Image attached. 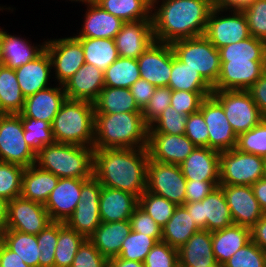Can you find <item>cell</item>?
<instances>
[{
    "instance_id": "30bf717a",
    "label": "cell",
    "mask_w": 266,
    "mask_h": 267,
    "mask_svg": "<svg viewBox=\"0 0 266 267\" xmlns=\"http://www.w3.org/2000/svg\"><path fill=\"white\" fill-rule=\"evenodd\" d=\"M186 183L179 165L149 159L146 188L148 192L162 196L179 206L186 203Z\"/></svg>"
},
{
    "instance_id": "836d02e7",
    "label": "cell",
    "mask_w": 266,
    "mask_h": 267,
    "mask_svg": "<svg viewBox=\"0 0 266 267\" xmlns=\"http://www.w3.org/2000/svg\"><path fill=\"white\" fill-rule=\"evenodd\" d=\"M199 230L191 214L183 205H179L167 224L162 227V241L171 247L179 249Z\"/></svg>"
},
{
    "instance_id": "2644e50d",
    "label": "cell",
    "mask_w": 266,
    "mask_h": 267,
    "mask_svg": "<svg viewBox=\"0 0 266 267\" xmlns=\"http://www.w3.org/2000/svg\"><path fill=\"white\" fill-rule=\"evenodd\" d=\"M8 201L0 197V234L7 226Z\"/></svg>"
},
{
    "instance_id": "83f0119b",
    "label": "cell",
    "mask_w": 266,
    "mask_h": 267,
    "mask_svg": "<svg viewBox=\"0 0 266 267\" xmlns=\"http://www.w3.org/2000/svg\"><path fill=\"white\" fill-rule=\"evenodd\" d=\"M138 206V198L128 192L103 187L99 200L101 222L109 223L129 220L134 209Z\"/></svg>"
},
{
    "instance_id": "db71d44e",
    "label": "cell",
    "mask_w": 266,
    "mask_h": 267,
    "mask_svg": "<svg viewBox=\"0 0 266 267\" xmlns=\"http://www.w3.org/2000/svg\"><path fill=\"white\" fill-rule=\"evenodd\" d=\"M213 91H183L172 90L170 105L179 113L190 115L200 109L205 97L212 95Z\"/></svg>"
},
{
    "instance_id": "d6986e66",
    "label": "cell",
    "mask_w": 266,
    "mask_h": 267,
    "mask_svg": "<svg viewBox=\"0 0 266 267\" xmlns=\"http://www.w3.org/2000/svg\"><path fill=\"white\" fill-rule=\"evenodd\" d=\"M235 225L251 228L264 214L250 185H219Z\"/></svg>"
},
{
    "instance_id": "ee69618b",
    "label": "cell",
    "mask_w": 266,
    "mask_h": 267,
    "mask_svg": "<svg viewBox=\"0 0 266 267\" xmlns=\"http://www.w3.org/2000/svg\"><path fill=\"white\" fill-rule=\"evenodd\" d=\"M138 206L151 216L160 227L167 224L177 207L175 203L147 190L138 198Z\"/></svg>"
},
{
    "instance_id": "89a4df30",
    "label": "cell",
    "mask_w": 266,
    "mask_h": 267,
    "mask_svg": "<svg viewBox=\"0 0 266 267\" xmlns=\"http://www.w3.org/2000/svg\"><path fill=\"white\" fill-rule=\"evenodd\" d=\"M109 267H145L144 262L130 261L117 257L109 259Z\"/></svg>"
},
{
    "instance_id": "8fae6325",
    "label": "cell",
    "mask_w": 266,
    "mask_h": 267,
    "mask_svg": "<svg viewBox=\"0 0 266 267\" xmlns=\"http://www.w3.org/2000/svg\"><path fill=\"white\" fill-rule=\"evenodd\" d=\"M183 206L191 214L199 229L213 232L234 224L223 189L220 186H217L201 201L186 202Z\"/></svg>"
},
{
    "instance_id": "d590c367",
    "label": "cell",
    "mask_w": 266,
    "mask_h": 267,
    "mask_svg": "<svg viewBox=\"0 0 266 267\" xmlns=\"http://www.w3.org/2000/svg\"><path fill=\"white\" fill-rule=\"evenodd\" d=\"M84 50L86 64L105 71L118 57L115 39L76 37Z\"/></svg>"
},
{
    "instance_id": "94428289",
    "label": "cell",
    "mask_w": 266,
    "mask_h": 267,
    "mask_svg": "<svg viewBox=\"0 0 266 267\" xmlns=\"http://www.w3.org/2000/svg\"><path fill=\"white\" fill-rule=\"evenodd\" d=\"M219 184L220 181L187 180L186 202L201 201L208 194H210L217 186H219Z\"/></svg>"
},
{
    "instance_id": "f5cc1de1",
    "label": "cell",
    "mask_w": 266,
    "mask_h": 267,
    "mask_svg": "<svg viewBox=\"0 0 266 267\" xmlns=\"http://www.w3.org/2000/svg\"><path fill=\"white\" fill-rule=\"evenodd\" d=\"M242 11L247 19L250 36L264 41L266 39V0H254Z\"/></svg>"
},
{
    "instance_id": "816d5d0a",
    "label": "cell",
    "mask_w": 266,
    "mask_h": 267,
    "mask_svg": "<svg viewBox=\"0 0 266 267\" xmlns=\"http://www.w3.org/2000/svg\"><path fill=\"white\" fill-rule=\"evenodd\" d=\"M58 240V222L53 221L37 234L38 248L41 251L39 267H54L55 249Z\"/></svg>"
},
{
    "instance_id": "4dcf8cb0",
    "label": "cell",
    "mask_w": 266,
    "mask_h": 267,
    "mask_svg": "<svg viewBox=\"0 0 266 267\" xmlns=\"http://www.w3.org/2000/svg\"><path fill=\"white\" fill-rule=\"evenodd\" d=\"M130 232L131 224L129 220L102 222L88 239L109 260L119 255L122 243Z\"/></svg>"
},
{
    "instance_id": "b9f144b4",
    "label": "cell",
    "mask_w": 266,
    "mask_h": 267,
    "mask_svg": "<svg viewBox=\"0 0 266 267\" xmlns=\"http://www.w3.org/2000/svg\"><path fill=\"white\" fill-rule=\"evenodd\" d=\"M138 79L140 71L137 59L118 57L104 71L105 87L130 88Z\"/></svg>"
},
{
    "instance_id": "74e56055",
    "label": "cell",
    "mask_w": 266,
    "mask_h": 267,
    "mask_svg": "<svg viewBox=\"0 0 266 267\" xmlns=\"http://www.w3.org/2000/svg\"><path fill=\"white\" fill-rule=\"evenodd\" d=\"M24 102L15 70L0 64V114H19Z\"/></svg>"
},
{
    "instance_id": "8c879c8a",
    "label": "cell",
    "mask_w": 266,
    "mask_h": 267,
    "mask_svg": "<svg viewBox=\"0 0 266 267\" xmlns=\"http://www.w3.org/2000/svg\"><path fill=\"white\" fill-rule=\"evenodd\" d=\"M71 2H82L85 3V5H90V4H97L99 2V0H69Z\"/></svg>"
},
{
    "instance_id": "52a82bcc",
    "label": "cell",
    "mask_w": 266,
    "mask_h": 267,
    "mask_svg": "<svg viewBox=\"0 0 266 267\" xmlns=\"http://www.w3.org/2000/svg\"><path fill=\"white\" fill-rule=\"evenodd\" d=\"M219 185H252L266 177V159L236 148L220 152Z\"/></svg>"
},
{
    "instance_id": "cb8c5ba5",
    "label": "cell",
    "mask_w": 266,
    "mask_h": 267,
    "mask_svg": "<svg viewBox=\"0 0 266 267\" xmlns=\"http://www.w3.org/2000/svg\"><path fill=\"white\" fill-rule=\"evenodd\" d=\"M66 98L63 85L50 86L25 98L23 109L19 114L22 117L43 120L52 125L54 117Z\"/></svg>"
},
{
    "instance_id": "60d3db41",
    "label": "cell",
    "mask_w": 266,
    "mask_h": 267,
    "mask_svg": "<svg viewBox=\"0 0 266 267\" xmlns=\"http://www.w3.org/2000/svg\"><path fill=\"white\" fill-rule=\"evenodd\" d=\"M86 239L66 223L58 222V240L54 253V267H71L79 247Z\"/></svg>"
},
{
    "instance_id": "753ad0ef",
    "label": "cell",
    "mask_w": 266,
    "mask_h": 267,
    "mask_svg": "<svg viewBox=\"0 0 266 267\" xmlns=\"http://www.w3.org/2000/svg\"><path fill=\"white\" fill-rule=\"evenodd\" d=\"M4 9H7V10H11V7H9V8H3V6H2V8L0 7V10L1 11H3ZM3 35H4V31H3V29H1L0 28V52H1V43H2V38H3Z\"/></svg>"
},
{
    "instance_id": "f1b7e54d",
    "label": "cell",
    "mask_w": 266,
    "mask_h": 267,
    "mask_svg": "<svg viewBox=\"0 0 266 267\" xmlns=\"http://www.w3.org/2000/svg\"><path fill=\"white\" fill-rule=\"evenodd\" d=\"M28 40L14 36L6 31L1 43L0 64L16 69L31 62L41 55L46 49V41L39 45H32Z\"/></svg>"
},
{
    "instance_id": "4316f807",
    "label": "cell",
    "mask_w": 266,
    "mask_h": 267,
    "mask_svg": "<svg viewBox=\"0 0 266 267\" xmlns=\"http://www.w3.org/2000/svg\"><path fill=\"white\" fill-rule=\"evenodd\" d=\"M51 69V59L46 50L31 62L14 69L25 98L50 87L48 84L51 78Z\"/></svg>"
},
{
    "instance_id": "ac0fdd59",
    "label": "cell",
    "mask_w": 266,
    "mask_h": 267,
    "mask_svg": "<svg viewBox=\"0 0 266 267\" xmlns=\"http://www.w3.org/2000/svg\"><path fill=\"white\" fill-rule=\"evenodd\" d=\"M266 71V60L221 61L213 90H248Z\"/></svg>"
},
{
    "instance_id": "e7e4bbea",
    "label": "cell",
    "mask_w": 266,
    "mask_h": 267,
    "mask_svg": "<svg viewBox=\"0 0 266 267\" xmlns=\"http://www.w3.org/2000/svg\"><path fill=\"white\" fill-rule=\"evenodd\" d=\"M251 241L258 245L266 253V215H263L250 228Z\"/></svg>"
},
{
    "instance_id": "ab89813d",
    "label": "cell",
    "mask_w": 266,
    "mask_h": 267,
    "mask_svg": "<svg viewBox=\"0 0 266 267\" xmlns=\"http://www.w3.org/2000/svg\"><path fill=\"white\" fill-rule=\"evenodd\" d=\"M168 87L183 91H213V88L202 78L198 71L181 62L172 49V68Z\"/></svg>"
},
{
    "instance_id": "e575fe53",
    "label": "cell",
    "mask_w": 266,
    "mask_h": 267,
    "mask_svg": "<svg viewBox=\"0 0 266 267\" xmlns=\"http://www.w3.org/2000/svg\"><path fill=\"white\" fill-rule=\"evenodd\" d=\"M95 114L142 112L129 88L104 87L94 102Z\"/></svg>"
},
{
    "instance_id": "11a10c76",
    "label": "cell",
    "mask_w": 266,
    "mask_h": 267,
    "mask_svg": "<svg viewBox=\"0 0 266 267\" xmlns=\"http://www.w3.org/2000/svg\"><path fill=\"white\" fill-rule=\"evenodd\" d=\"M145 267H179L178 249L167 243L157 242L147 254Z\"/></svg>"
},
{
    "instance_id": "5b68a950",
    "label": "cell",
    "mask_w": 266,
    "mask_h": 267,
    "mask_svg": "<svg viewBox=\"0 0 266 267\" xmlns=\"http://www.w3.org/2000/svg\"><path fill=\"white\" fill-rule=\"evenodd\" d=\"M94 124V103L66 98L51 125L54 141L93 147Z\"/></svg>"
},
{
    "instance_id": "7dc6e473",
    "label": "cell",
    "mask_w": 266,
    "mask_h": 267,
    "mask_svg": "<svg viewBox=\"0 0 266 267\" xmlns=\"http://www.w3.org/2000/svg\"><path fill=\"white\" fill-rule=\"evenodd\" d=\"M156 243L157 241L154 238L131 230L122 243L118 257L130 261L144 262L147 254Z\"/></svg>"
},
{
    "instance_id": "2e32d148",
    "label": "cell",
    "mask_w": 266,
    "mask_h": 267,
    "mask_svg": "<svg viewBox=\"0 0 266 267\" xmlns=\"http://www.w3.org/2000/svg\"><path fill=\"white\" fill-rule=\"evenodd\" d=\"M199 111L207 124L209 148L219 152L236 148L237 135L225 115L222 104L213 95L204 98Z\"/></svg>"
},
{
    "instance_id": "bcb514c9",
    "label": "cell",
    "mask_w": 266,
    "mask_h": 267,
    "mask_svg": "<svg viewBox=\"0 0 266 267\" xmlns=\"http://www.w3.org/2000/svg\"><path fill=\"white\" fill-rule=\"evenodd\" d=\"M24 167L0 162V197L10 201L21 196Z\"/></svg>"
},
{
    "instance_id": "be15d7a7",
    "label": "cell",
    "mask_w": 266,
    "mask_h": 267,
    "mask_svg": "<svg viewBox=\"0 0 266 267\" xmlns=\"http://www.w3.org/2000/svg\"><path fill=\"white\" fill-rule=\"evenodd\" d=\"M247 91L258 106L262 116L266 118V71Z\"/></svg>"
},
{
    "instance_id": "f907efd6",
    "label": "cell",
    "mask_w": 266,
    "mask_h": 267,
    "mask_svg": "<svg viewBox=\"0 0 266 267\" xmlns=\"http://www.w3.org/2000/svg\"><path fill=\"white\" fill-rule=\"evenodd\" d=\"M221 267H266V253L253 241H250Z\"/></svg>"
},
{
    "instance_id": "44dd1931",
    "label": "cell",
    "mask_w": 266,
    "mask_h": 267,
    "mask_svg": "<svg viewBox=\"0 0 266 267\" xmlns=\"http://www.w3.org/2000/svg\"><path fill=\"white\" fill-rule=\"evenodd\" d=\"M152 19L124 22L115 37L119 57L137 59L153 42Z\"/></svg>"
},
{
    "instance_id": "9c48e42d",
    "label": "cell",
    "mask_w": 266,
    "mask_h": 267,
    "mask_svg": "<svg viewBox=\"0 0 266 267\" xmlns=\"http://www.w3.org/2000/svg\"><path fill=\"white\" fill-rule=\"evenodd\" d=\"M235 134L247 132L264 117L247 90H213Z\"/></svg>"
},
{
    "instance_id": "f6af8a7d",
    "label": "cell",
    "mask_w": 266,
    "mask_h": 267,
    "mask_svg": "<svg viewBox=\"0 0 266 267\" xmlns=\"http://www.w3.org/2000/svg\"><path fill=\"white\" fill-rule=\"evenodd\" d=\"M21 120L24 128V139L35 153L43 146L55 142L49 122L22 116Z\"/></svg>"
},
{
    "instance_id": "f35d334b",
    "label": "cell",
    "mask_w": 266,
    "mask_h": 267,
    "mask_svg": "<svg viewBox=\"0 0 266 267\" xmlns=\"http://www.w3.org/2000/svg\"><path fill=\"white\" fill-rule=\"evenodd\" d=\"M97 5L124 22L151 19L152 0H99Z\"/></svg>"
},
{
    "instance_id": "c3c4849f",
    "label": "cell",
    "mask_w": 266,
    "mask_h": 267,
    "mask_svg": "<svg viewBox=\"0 0 266 267\" xmlns=\"http://www.w3.org/2000/svg\"><path fill=\"white\" fill-rule=\"evenodd\" d=\"M236 149L266 159V118L247 132L237 136Z\"/></svg>"
},
{
    "instance_id": "8992f818",
    "label": "cell",
    "mask_w": 266,
    "mask_h": 267,
    "mask_svg": "<svg viewBox=\"0 0 266 267\" xmlns=\"http://www.w3.org/2000/svg\"><path fill=\"white\" fill-rule=\"evenodd\" d=\"M171 46L181 62L198 71L212 88L216 85L221 69L220 54L204 35L177 40Z\"/></svg>"
},
{
    "instance_id": "484cf974",
    "label": "cell",
    "mask_w": 266,
    "mask_h": 267,
    "mask_svg": "<svg viewBox=\"0 0 266 267\" xmlns=\"http://www.w3.org/2000/svg\"><path fill=\"white\" fill-rule=\"evenodd\" d=\"M179 267H220L212 250V232L200 229L178 249Z\"/></svg>"
},
{
    "instance_id": "4fadbf2b",
    "label": "cell",
    "mask_w": 266,
    "mask_h": 267,
    "mask_svg": "<svg viewBox=\"0 0 266 267\" xmlns=\"http://www.w3.org/2000/svg\"><path fill=\"white\" fill-rule=\"evenodd\" d=\"M102 185L92 176L81 186L80 201L66 224L87 239L100 226L99 200Z\"/></svg>"
},
{
    "instance_id": "d6a6232c",
    "label": "cell",
    "mask_w": 266,
    "mask_h": 267,
    "mask_svg": "<svg viewBox=\"0 0 266 267\" xmlns=\"http://www.w3.org/2000/svg\"><path fill=\"white\" fill-rule=\"evenodd\" d=\"M59 177L40 169L36 164L24 169L21 197L45 205Z\"/></svg>"
},
{
    "instance_id": "680465c9",
    "label": "cell",
    "mask_w": 266,
    "mask_h": 267,
    "mask_svg": "<svg viewBox=\"0 0 266 267\" xmlns=\"http://www.w3.org/2000/svg\"><path fill=\"white\" fill-rule=\"evenodd\" d=\"M129 221L132 231L148 235L157 242L162 241V227H160L140 206L134 209Z\"/></svg>"
},
{
    "instance_id": "8d00e7d4",
    "label": "cell",
    "mask_w": 266,
    "mask_h": 267,
    "mask_svg": "<svg viewBox=\"0 0 266 267\" xmlns=\"http://www.w3.org/2000/svg\"><path fill=\"white\" fill-rule=\"evenodd\" d=\"M0 236L2 243L15 252L25 264L39 267L41 251L38 248L37 235L5 229Z\"/></svg>"
},
{
    "instance_id": "7a4b0ae2",
    "label": "cell",
    "mask_w": 266,
    "mask_h": 267,
    "mask_svg": "<svg viewBox=\"0 0 266 267\" xmlns=\"http://www.w3.org/2000/svg\"><path fill=\"white\" fill-rule=\"evenodd\" d=\"M159 2L152 0L151 19L155 41L171 44L204 35L213 9L210 0H162L158 5Z\"/></svg>"
},
{
    "instance_id": "3957f363",
    "label": "cell",
    "mask_w": 266,
    "mask_h": 267,
    "mask_svg": "<svg viewBox=\"0 0 266 267\" xmlns=\"http://www.w3.org/2000/svg\"><path fill=\"white\" fill-rule=\"evenodd\" d=\"M148 131L142 112L95 114L93 148H147Z\"/></svg>"
},
{
    "instance_id": "003e7915",
    "label": "cell",
    "mask_w": 266,
    "mask_h": 267,
    "mask_svg": "<svg viewBox=\"0 0 266 267\" xmlns=\"http://www.w3.org/2000/svg\"><path fill=\"white\" fill-rule=\"evenodd\" d=\"M213 9L224 10H242L246 5L252 3L254 0H210Z\"/></svg>"
},
{
    "instance_id": "6125c7cd",
    "label": "cell",
    "mask_w": 266,
    "mask_h": 267,
    "mask_svg": "<svg viewBox=\"0 0 266 267\" xmlns=\"http://www.w3.org/2000/svg\"><path fill=\"white\" fill-rule=\"evenodd\" d=\"M155 86L147 80L138 79L129 89L138 107L143 110L153 96Z\"/></svg>"
},
{
    "instance_id": "03108f58",
    "label": "cell",
    "mask_w": 266,
    "mask_h": 267,
    "mask_svg": "<svg viewBox=\"0 0 266 267\" xmlns=\"http://www.w3.org/2000/svg\"><path fill=\"white\" fill-rule=\"evenodd\" d=\"M0 265L2 267H31L17 256V254L9 250L2 242L0 243Z\"/></svg>"
},
{
    "instance_id": "ffe728a7",
    "label": "cell",
    "mask_w": 266,
    "mask_h": 267,
    "mask_svg": "<svg viewBox=\"0 0 266 267\" xmlns=\"http://www.w3.org/2000/svg\"><path fill=\"white\" fill-rule=\"evenodd\" d=\"M195 147L185 134L148 133L147 150L151 160L180 165Z\"/></svg>"
},
{
    "instance_id": "91938a15",
    "label": "cell",
    "mask_w": 266,
    "mask_h": 267,
    "mask_svg": "<svg viewBox=\"0 0 266 267\" xmlns=\"http://www.w3.org/2000/svg\"><path fill=\"white\" fill-rule=\"evenodd\" d=\"M185 135L196 147L209 148V132L203 114L200 111L188 115Z\"/></svg>"
},
{
    "instance_id": "a7ac6f4b",
    "label": "cell",
    "mask_w": 266,
    "mask_h": 267,
    "mask_svg": "<svg viewBox=\"0 0 266 267\" xmlns=\"http://www.w3.org/2000/svg\"><path fill=\"white\" fill-rule=\"evenodd\" d=\"M251 186L263 214L266 215V177L261 178Z\"/></svg>"
},
{
    "instance_id": "7bdbcfd3",
    "label": "cell",
    "mask_w": 266,
    "mask_h": 267,
    "mask_svg": "<svg viewBox=\"0 0 266 267\" xmlns=\"http://www.w3.org/2000/svg\"><path fill=\"white\" fill-rule=\"evenodd\" d=\"M219 50L220 61L266 60L264 41L253 36Z\"/></svg>"
},
{
    "instance_id": "1f68e13d",
    "label": "cell",
    "mask_w": 266,
    "mask_h": 267,
    "mask_svg": "<svg viewBox=\"0 0 266 267\" xmlns=\"http://www.w3.org/2000/svg\"><path fill=\"white\" fill-rule=\"evenodd\" d=\"M251 241L250 228L231 225L212 232V250L221 267L233 254Z\"/></svg>"
},
{
    "instance_id": "5bb4252c",
    "label": "cell",
    "mask_w": 266,
    "mask_h": 267,
    "mask_svg": "<svg viewBox=\"0 0 266 267\" xmlns=\"http://www.w3.org/2000/svg\"><path fill=\"white\" fill-rule=\"evenodd\" d=\"M45 50L50 56L58 84L63 85L85 64L83 47L75 36L46 40Z\"/></svg>"
},
{
    "instance_id": "681fc988",
    "label": "cell",
    "mask_w": 266,
    "mask_h": 267,
    "mask_svg": "<svg viewBox=\"0 0 266 267\" xmlns=\"http://www.w3.org/2000/svg\"><path fill=\"white\" fill-rule=\"evenodd\" d=\"M188 115L179 114L171 105L149 126L148 133L185 134Z\"/></svg>"
},
{
    "instance_id": "ba28073f",
    "label": "cell",
    "mask_w": 266,
    "mask_h": 267,
    "mask_svg": "<svg viewBox=\"0 0 266 267\" xmlns=\"http://www.w3.org/2000/svg\"><path fill=\"white\" fill-rule=\"evenodd\" d=\"M0 162L24 168L36 163V153L24 139L20 114H0Z\"/></svg>"
},
{
    "instance_id": "603a6c76",
    "label": "cell",
    "mask_w": 266,
    "mask_h": 267,
    "mask_svg": "<svg viewBox=\"0 0 266 267\" xmlns=\"http://www.w3.org/2000/svg\"><path fill=\"white\" fill-rule=\"evenodd\" d=\"M68 99L94 103L104 85V72L92 64L82 65L64 84Z\"/></svg>"
},
{
    "instance_id": "7402d4cb",
    "label": "cell",
    "mask_w": 266,
    "mask_h": 267,
    "mask_svg": "<svg viewBox=\"0 0 266 267\" xmlns=\"http://www.w3.org/2000/svg\"><path fill=\"white\" fill-rule=\"evenodd\" d=\"M87 179L59 178L44 207L52 221L66 222L80 199L81 186Z\"/></svg>"
},
{
    "instance_id": "7c38bea8",
    "label": "cell",
    "mask_w": 266,
    "mask_h": 267,
    "mask_svg": "<svg viewBox=\"0 0 266 267\" xmlns=\"http://www.w3.org/2000/svg\"><path fill=\"white\" fill-rule=\"evenodd\" d=\"M228 11L229 15L226 14L225 16L222 15L224 10L212 9L207 21L204 36L217 49L250 37L249 27L244 12L242 10Z\"/></svg>"
},
{
    "instance_id": "f546056e",
    "label": "cell",
    "mask_w": 266,
    "mask_h": 267,
    "mask_svg": "<svg viewBox=\"0 0 266 267\" xmlns=\"http://www.w3.org/2000/svg\"><path fill=\"white\" fill-rule=\"evenodd\" d=\"M82 29L75 37L109 38L115 39L120 31L122 21L120 18L108 13L97 4L87 5Z\"/></svg>"
},
{
    "instance_id": "9f6ffc18",
    "label": "cell",
    "mask_w": 266,
    "mask_h": 267,
    "mask_svg": "<svg viewBox=\"0 0 266 267\" xmlns=\"http://www.w3.org/2000/svg\"><path fill=\"white\" fill-rule=\"evenodd\" d=\"M172 89L169 87H156L153 96L142 110L145 123L150 126L170 105Z\"/></svg>"
},
{
    "instance_id": "6da1fadb",
    "label": "cell",
    "mask_w": 266,
    "mask_h": 267,
    "mask_svg": "<svg viewBox=\"0 0 266 267\" xmlns=\"http://www.w3.org/2000/svg\"><path fill=\"white\" fill-rule=\"evenodd\" d=\"M148 161L147 148L94 149L93 176L103 187L139 198L147 188Z\"/></svg>"
},
{
    "instance_id": "9a60e30c",
    "label": "cell",
    "mask_w": 266,
    "mask_h": 267,
    "mask_svg": "<svg viewBox=\"0 0 266 267\" xmlns=\"http://www.w3.org/2000/svg\"><path fill=\"white\" fill-rule=\"evenodd\" d=\"M52 222L43 204L21 196L8 201L6 229L37 235Z\"/></svg>"
},
{
    "instance_id": "d4e9b609",
    "label": "cell",
    "mask_w": 266,
    "mask_h": 267,
    "mask_svg": "<svg viewBox=\"0 0 266 267\" xmlns=\"http://www.w3.org/2000/svg\"><path fill=\"white\" fill-rule=\"evenodd\" d=\"M186 180L220 181V152L208 147H195L179 165Z\"/></svg>"
},
{
    "instance_id": "6f0895ef",
    "label": "cell",
    "mask_w": 266,
    "mask_h": 267,
    "mask_svg": "<svg viewBox=\"0 0 266 267\" xmlns=\"http://www.w3.org/2000/svg\"><path fill=\"white\" fill-rule=\"evenodd\" d=\"M71 267H109V260L86 239L79 247Z\"/></svg>"
},
{
    "instance_id": "e0dca14e",
    "label": "cell",
    "mask_w": 266,
    "mask_h": 267,
    "mask_svg": "<svg viewBox=\"0 0 266 267\" xmlns=\"http://www.w3.org/2000/svg\"><path fill=\"white\" fill-rule=\"evenodd\" d=\"M140 78L155 87H168L172 68V46L154 41L138 58Z\"/></svg>"
},
{
    "instance_id": "277c9868",
    "label": "cell",
    "mask_w": 266,
    "mask_h": 267,
    "mask_svg": "<svg viewBox=\"0 0 266 267\" xmlns=\"http://www.w3.org/2000/svg\"><path fill=\"white\" fill-rule=\"evenodd\" d=\"M35 164L59 178L89 179L93 176L94 148L54 142L36 153Z\"/></svg>"
}]
</instances>
